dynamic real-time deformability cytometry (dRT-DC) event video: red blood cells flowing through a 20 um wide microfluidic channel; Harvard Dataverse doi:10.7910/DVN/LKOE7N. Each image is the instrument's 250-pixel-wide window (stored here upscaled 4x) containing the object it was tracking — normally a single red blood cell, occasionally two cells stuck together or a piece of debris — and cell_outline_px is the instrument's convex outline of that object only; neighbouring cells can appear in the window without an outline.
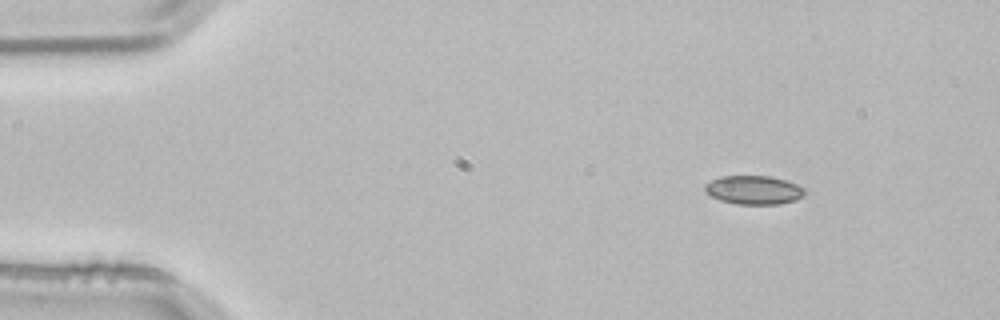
{"species": "common noctule bat (a hibernating species)", "species_latin": "Nyctalus noctula", "temperature_condition": "room temperature", "stored_images_in_passage": 3, "camera_frame_rate_fps": 3000, "um_per_image_px": 0.085, "animal": {"sex": "male", "body_mass_g": 21.5, "forearm_length_mm": 52.0}, "frame": {"image": 1, "passage_image": 1, "time_ms": 0.0, "image_size_px": [1000, 320], "cell_outline_px": [[804, 196], [796, 200], [780, 204], [736, 204], [720, 200], [712, 196], [704, 188], [704, 184], [720, 176], [768, 176], [784, 180], [796, 184], [804, 188]], "centroid_in_image_um": [64.07, 16.15], "position_along_channel_um": 20.9, "area_um2": 16.59}}
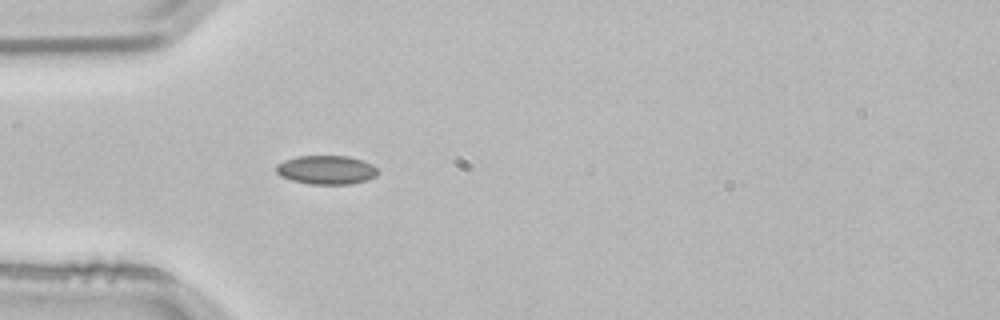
{"frame": {"image": 2, "passage_image": 3, "time_ms": 0.667, "image_size_px": [1000, 320], "cell_outline_px": [[376, 176], [368, 180], [352, 184], [308, 184], [292, 180], [280, 176], [276, 172], [276, 164], [284, 160], [296, 156], [348, 156], [364, 160], [372, 164], [376, 168]], "centroid_in_image_um": [27.73, 14.44], "position_along_channel_um": 57.3, "area_um2": 17.22}}